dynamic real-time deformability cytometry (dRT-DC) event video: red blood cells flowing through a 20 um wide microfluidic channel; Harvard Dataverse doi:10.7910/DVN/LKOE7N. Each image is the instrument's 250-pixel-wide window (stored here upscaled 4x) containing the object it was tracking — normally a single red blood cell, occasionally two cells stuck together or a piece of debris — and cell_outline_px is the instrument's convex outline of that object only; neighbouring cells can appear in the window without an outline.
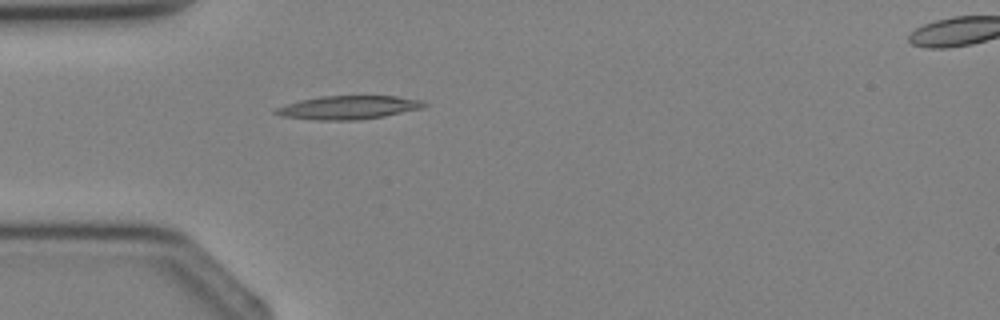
{"species": "Egyptian fruit bat (a non-hibernating species)", "species_latin": "Rousettus aegyptiacus", "temperature_condition": "cold", "stored_images_in_passage": 4, "segment_of_instrument_passage": [1, 2], "camera_frame_rate_fps": 3000, "um_per_image_px": 0.085, "animal": {"sex": "female"}, "frame": {"image": 1, "passage_image": 3, "time_ms": 2.333, "image_size_px": [1000, 320], "cell_outline_px": [[428, 104], [424, 108], [384, 116], [360, 120], [312, 120], [280, 116], [272, 112], [276, 108], [300, 100], [320, 96], [396, 96], [420, 100]], "centroid_in_image_um": [29.61, 9.14], "position_along_channel_um": 55.4, "area_um2": 20.4}}